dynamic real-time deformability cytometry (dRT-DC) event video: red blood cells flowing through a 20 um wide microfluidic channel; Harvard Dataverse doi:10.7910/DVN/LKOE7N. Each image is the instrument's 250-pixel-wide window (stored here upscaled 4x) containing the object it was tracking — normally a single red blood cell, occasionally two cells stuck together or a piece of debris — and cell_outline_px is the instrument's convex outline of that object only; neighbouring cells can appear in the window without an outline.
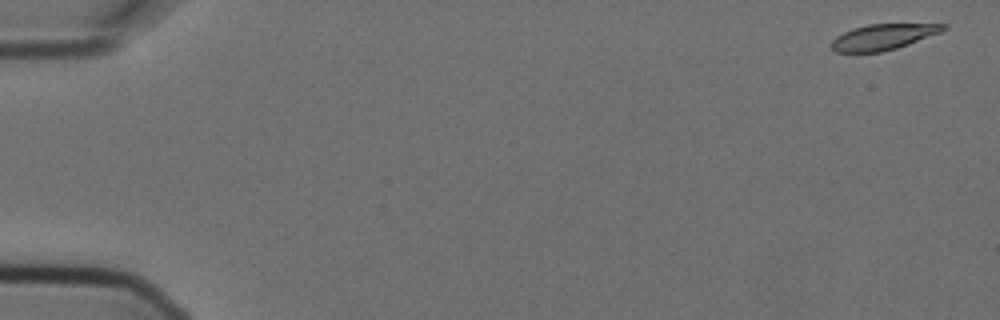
{"species": "Egyptian fruit bat (a non-hibernating species)", "species_latin": "Rousettus aegyptiacus", "temperature_condition": "cold", "stored_images_in_passage": 7, "camera_frame_rate_fps": 3000, "um_per_image_px": 0.085, "animal": {"sex": "female"}, "frame": {"image": 1, "passage_image": 1, "time_ms": 0.0, "image_size_px": [1000, 320], "cell_outline_px": [[948, 28], [940, 32], [908, 44], [896, 48], [880, 52], [836, 52], [828, 44], [836, 36], [852, 28], [868, 24], [948, 24]], "centroid_in_image_um": [75.03, 3.13], "position_along_channel_um": 10.0, "area_um2": 16.7}}
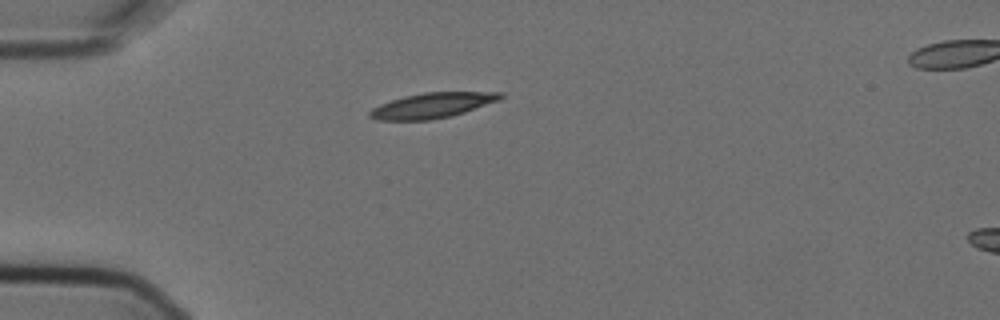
{"frame": {"image": 2, "passage_image": 5, "time_ms": 1.333, "image_size_px": [1000, 320], "cell_outline_px": [[504, 96], [500, 100], [452, 116], [432, 120], [380, 120], [368, 116], [368, 112], [372, 108], [380, 104], [404, 96], [424, 92], [504, 92]], "centroid_in_image_um": [36.76, 8.96], "position_along_channel_um": 48.2, "area_um2": 19.25}}
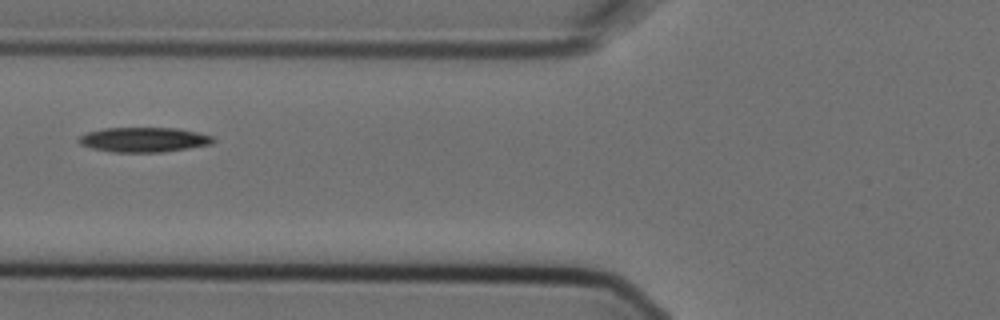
{"frame": {"image": 3, "passage_image": 7, "time_ms": 2.0, "image_size_px": [1000, 320], "cell_outline_px": [[216, 140], [212, 144], [188, 148], [160, 152], [112, 152], [92, 148], [80, 144], [76, 140], [80, 136], [88, 132], [104, 128], [176, 128], [196, 132], [212, 136]], "centroid_in_image_um": [12.21, 11.87], "position_along_channel_um": 113.6, "area_um2": 19.31}}